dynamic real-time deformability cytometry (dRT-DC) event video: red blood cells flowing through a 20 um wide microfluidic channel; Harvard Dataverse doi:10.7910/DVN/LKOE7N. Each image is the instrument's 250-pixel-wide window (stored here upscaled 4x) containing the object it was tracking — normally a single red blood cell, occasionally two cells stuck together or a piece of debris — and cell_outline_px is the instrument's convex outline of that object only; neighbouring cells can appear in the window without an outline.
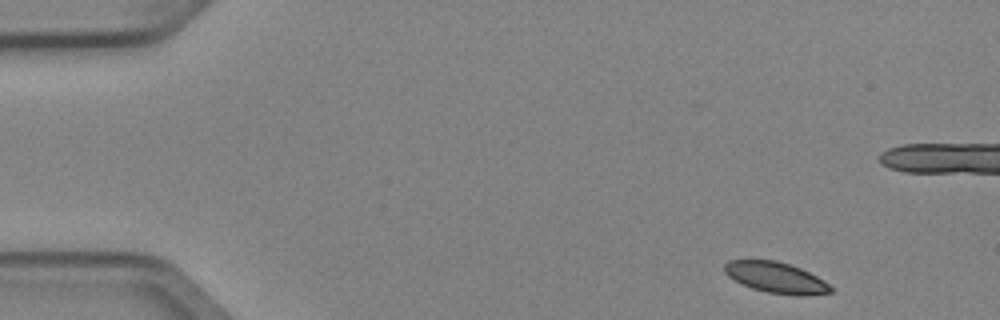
{"species": "Egyptian fruit bat (a non-hibernating species)", "species_latin": "Rousettus aegyptiacus", "temperature_condition": "cold", "stored_images_in_passage": 4, "camera_frame_rate_fps": 3000, "um_per_image_px": 0.085, "animal": {"sex": "female"}, "frame": {"image": 1, "passage_image": 1, "time_ms": 0.0, "image_size_px": [1000, 320], "cell_outline_px": [[836, 288], [832, 292], [804, 296], [800, 296], [768, 292], [752, 288], [728, 276], [724, 272], [724, 264], [728, 260], [776, 260], [800, 268], [824, 280]], "centroid_in_image_um": [66.0, 23.59], "position_along_channel_um": 19.0, "area_um2": 19.07}}